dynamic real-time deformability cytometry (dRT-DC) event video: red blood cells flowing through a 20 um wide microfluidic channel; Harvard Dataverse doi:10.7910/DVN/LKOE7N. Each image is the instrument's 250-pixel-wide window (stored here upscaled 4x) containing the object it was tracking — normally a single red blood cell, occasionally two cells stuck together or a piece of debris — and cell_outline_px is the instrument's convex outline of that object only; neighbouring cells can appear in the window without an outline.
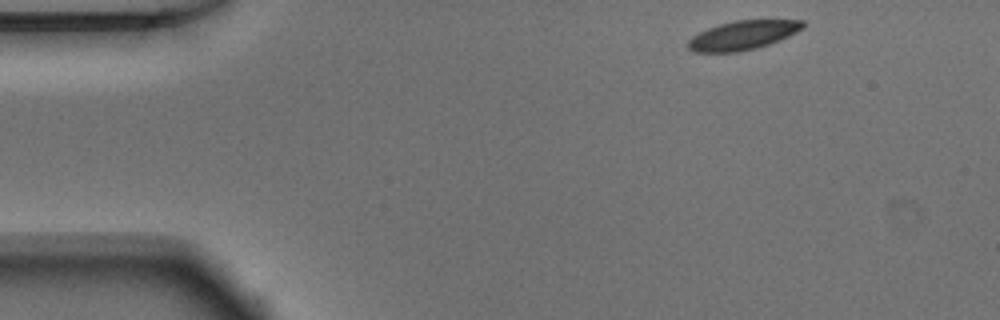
{"species": "Egyptian fruit bat (a non-hibernating species)", "species_latin": "Rousettus aegyptiacus", "temperature_condition": "warm", "stored_images_in_passage": 46, "camera_frame_rate_fps": 3000, "um_per_image_px": 0.085, "animal": {"sex": "male"}, "frame": {"image": 1, "passage_image": 1, "time_ms": 0.0, "image_size_px": [1000, 320], "cell_outline_px": [[804, 28], [788, 36], [768, 44], [756, 48], [740, 52], [692, 52], [688, 48], [688, 40], [692, 36], [708, 28], [720, 24], [736, 20], [804, 20]], "centroid_in_image_um": [63.12, 3.0], "position_along_channel_um": 21.9, "area_um2": 19.31}}
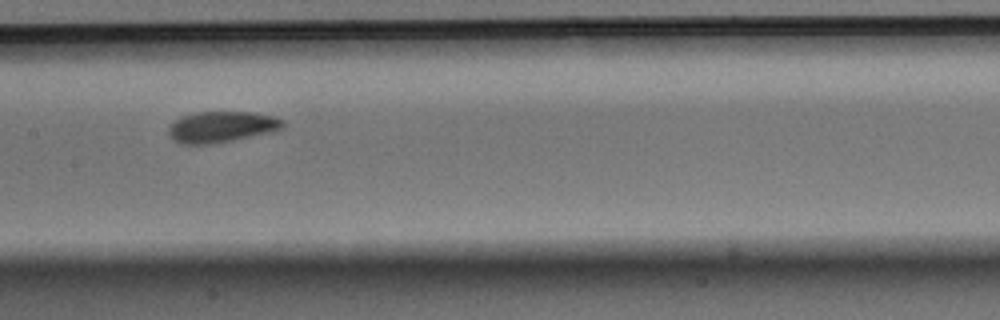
{"frame": {"image": 2, "passage_image": 20, "time_ms": 6.333, "image_size_px": [1000, 320], "cell_outline_px": [[284, 124], [276, 132], [212, 144], [180, 144], [172, 140], [168, 132], [168, 128], [180, 116], [192, 112], [256, 112], [276, 116], [284, 120]], "centroid_in_image_um": [18.85, 10.78], "position_along_channel_um": 188.5, "area_um2": 21.1}}
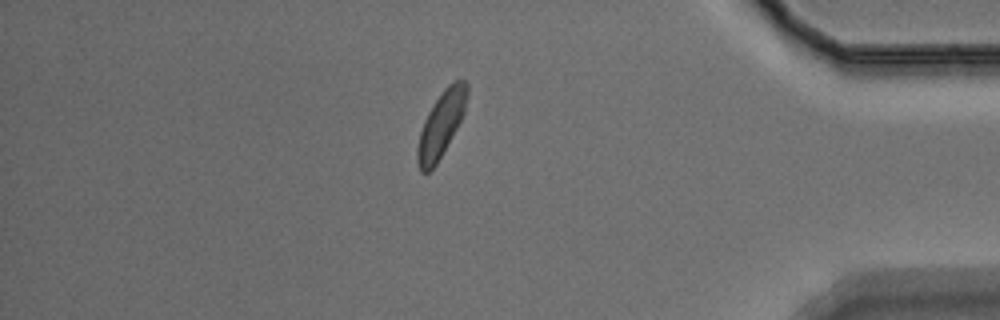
{"frame": {"image": 3, "passage_image": 39, "time_ms": 12.667, "image_size_px": [1000, 320], "cell_outline_px": [[468, 92], [464, 112], [456, 128], [436, 164], [428, 172], [420, 172], [416, 160], [416, 148], [420, 132], [424, 120], [428, 112], [444, 88], [452, 80], [464, 80], [468, 84]], "centroid_in_image_um": [37.48, 10.55], "position_along_channel_um": 397.7, "area_um2": 18.67}, "authors_computed_cell_mechanics": {"area_um2": 20.1433, "velocity_mm_per_s": 3.8492, "shape_relaxation_time_tau1_ms": 2.4541, "shape_relaxation_time_tau2_ms": 1.7436, "deformation_change_tau1": 0.0894, "deformation_change_tau2": 0.0491}}